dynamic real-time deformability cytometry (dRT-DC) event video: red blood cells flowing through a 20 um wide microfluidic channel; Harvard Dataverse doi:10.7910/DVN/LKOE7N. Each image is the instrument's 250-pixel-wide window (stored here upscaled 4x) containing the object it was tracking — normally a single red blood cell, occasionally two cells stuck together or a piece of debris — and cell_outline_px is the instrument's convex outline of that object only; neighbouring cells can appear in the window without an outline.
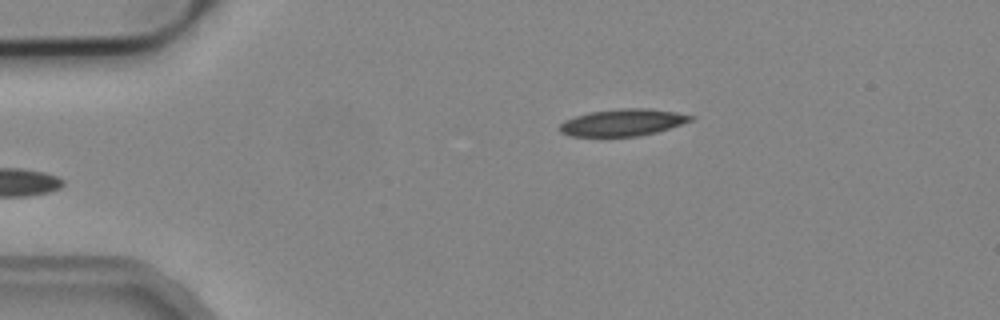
{"species": "common noctule bat (a hibernating species)", "species_latin": "Nyctalus noctula", "temperature_condition": "cold", "stored_images_in_passage": 3, "camera_frame_rate_fps": 3000, "um_per_image_px": 0.085, "animal": {"sex": "male", "body_mass_g": 19.2, "forearm_length_mm": 51.8}, "frame": {"image": 1, "passage_image": 3, "time_ms": 0.667, "image_size_px": [1000, 320], "cell_outline_px": [[696, 116], [692, 120], [656, 132], [636, 136], [572, 136], [560, 132], [560, 124], [564, 120], [588, 112], [620, 108], [648, 108], [676, 112]], "centroid_in_image_um": [52.92, 10.4], "position_along_channel_um": 32.1, "area_um2": 20.4}}